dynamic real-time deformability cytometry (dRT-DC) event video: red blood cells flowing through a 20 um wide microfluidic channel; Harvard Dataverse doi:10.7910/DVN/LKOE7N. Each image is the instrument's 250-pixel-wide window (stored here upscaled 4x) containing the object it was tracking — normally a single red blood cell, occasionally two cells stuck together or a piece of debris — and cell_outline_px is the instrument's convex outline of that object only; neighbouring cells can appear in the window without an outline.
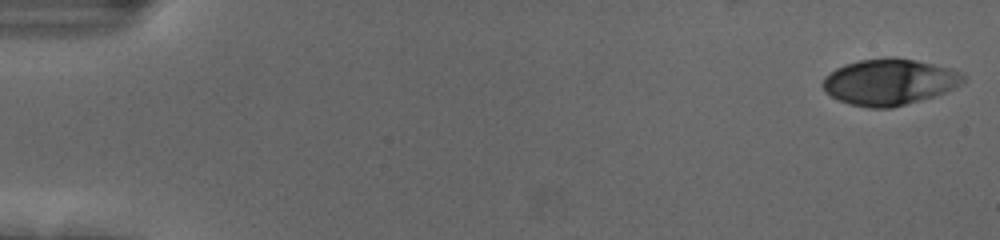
{"species": "human", "species_latin": "Homo sapiens", "temperature_condition": "cold", "stored_images_in_passage": 55, "camera_frame_rate_fps": 3000, "um_per_image_px": 0.085, "donor": {"sex": "female"}, "frame": {"image": 1, "passage_image": 1, "time_ms": 0.0, "image_size_px": [1000, 240], "cell_outline_px": [[964, 80], [960, 84], [936, 96], [892, 108], [868, 108], [848, 104], [824, 92], [820, 84], [824, 76], [836, 68], [844, 64], [860, 60], [884, 56], [896, 56], [916, 60], [952, 68], [964, 72]], "centroid_in_image_um": [75.57, 6.95], "position_along_channel_um": 9.4, "area_um2": 38.44}}
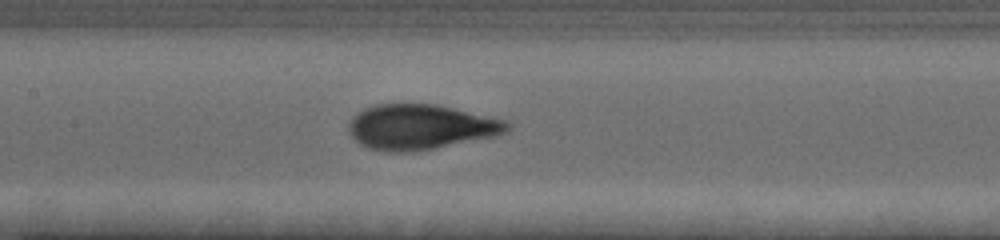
{"frame": {"image": 2, "passage_image": 27, "time_ms": 8.667, "image_size_px": [1000, 240], "cell_outline_px": [[512, 128], [508, 132], [492, 136], [432, 148], [404, 152], [384, 152], [368, 148], [360, 144], [348, 132], [348, 124], [352, 116], [364, 108], [376, 104], [436, 104], [508, 120], [512, 124]], "centroid_in_image_um": [35.74, 10.78], "position_along_channel_um": 171.7, "area_um2": 41.62}}
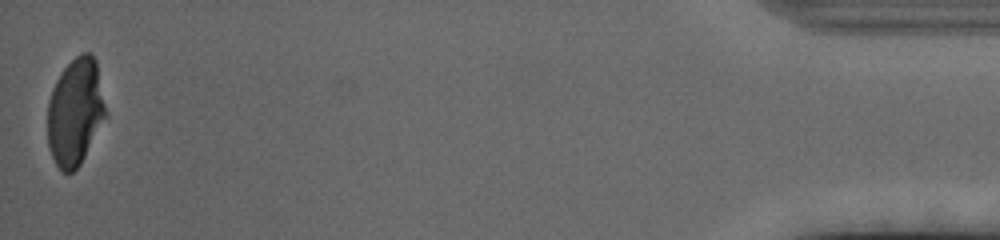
{"frame": {"image": 3, "passage_image": 55, "time_ms": 18.0, "image_size_px": [1000, 240], "cell_outline_px": [[108, 116], [80, 164], [72, 172], [64, 172], [56, 164], [48, 148], [48, 100], [52, 88], [60, 72], [80, 52], [92, 52], [96, 60]], "centroid_in_image_um": [6.42, 9.49], "position_along_channel_um": 428.8, "area_um2": 36.65}, "authors_computed_cell_mechanics": {"area_um2": 40.171, "velocity_mm_per_s": 3.6587, "shape_relaxation_time_tau1_ms": 5.2641, "shape_relaxation_time_tau2_ms": null, "deformation_change_tau1": 0.2244, "deformation_change_tau2": null}}